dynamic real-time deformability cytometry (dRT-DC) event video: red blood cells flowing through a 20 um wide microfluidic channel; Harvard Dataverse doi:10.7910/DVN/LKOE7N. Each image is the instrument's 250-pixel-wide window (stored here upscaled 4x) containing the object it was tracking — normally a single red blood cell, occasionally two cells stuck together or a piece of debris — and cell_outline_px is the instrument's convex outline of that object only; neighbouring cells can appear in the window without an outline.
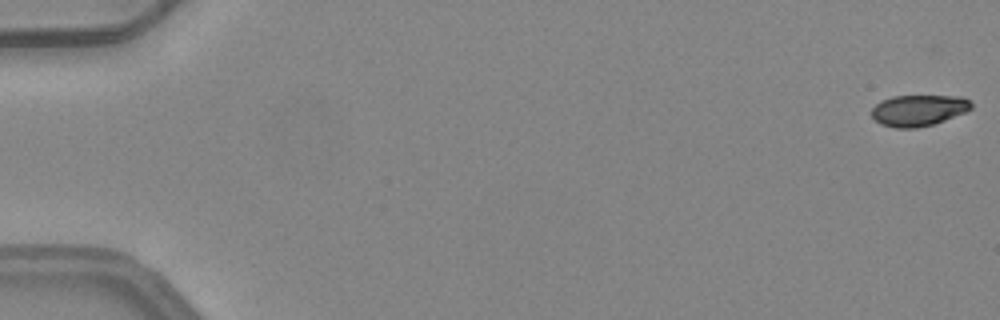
{"species": "common noctule bat (a hibernating species)", "species_latin": "Nyctalus noctula", "temperature_condition": "warm", "stored_images_in_passage": 6, "camera_frame_rate_fps": 3000, "um_per_image_px": 0.085, "animal": {"sex": "female", "body_mass_g": 24.6, "forearm_length_mm": 56.2}, "frame": {"image": 1, "passage_image": 1, "time_ms": 0.0, "image_size_px": [1000, 320], "cell_outline_px": [[972, 108], [964, 112], [944, 120], [932, 124], [916, 128], [896, 128], [880, 124], [872, 116], [872, 108], [880, 100], [892, 96], [964, 96], [972, 104]], "centroid_in_image_um": [78.05, 9.37], "position_along_channel_um": 7.0, "area_um2": 18.03}}
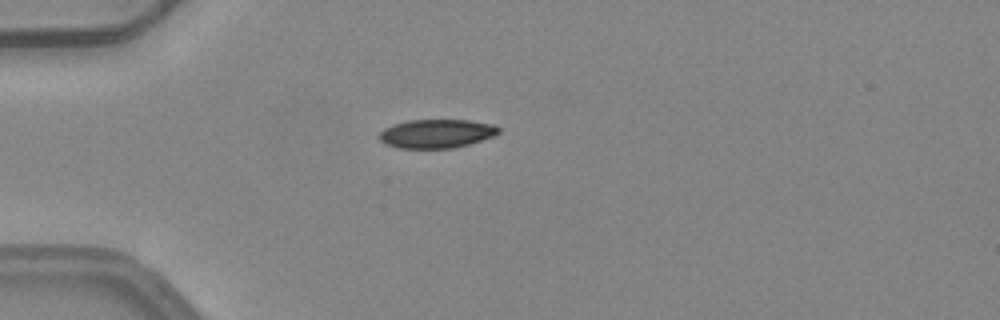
{"frame": {"image": 2, "passage_image": 5, "time_ms": 1.333, "image_size_px": [1000, 320], "cell_outline_px": [[500, 132], [492, 136], [468, 144], [452, 148], [396, 148], [384, 144], [376, 136], [384, 128], [408, 120], [468, 120], [496, 124], [500, 128]], "centroid_in_image_um": [37.08, 11.35], "position_along_channel_um": 47.9, "area_um2": 20.06}}